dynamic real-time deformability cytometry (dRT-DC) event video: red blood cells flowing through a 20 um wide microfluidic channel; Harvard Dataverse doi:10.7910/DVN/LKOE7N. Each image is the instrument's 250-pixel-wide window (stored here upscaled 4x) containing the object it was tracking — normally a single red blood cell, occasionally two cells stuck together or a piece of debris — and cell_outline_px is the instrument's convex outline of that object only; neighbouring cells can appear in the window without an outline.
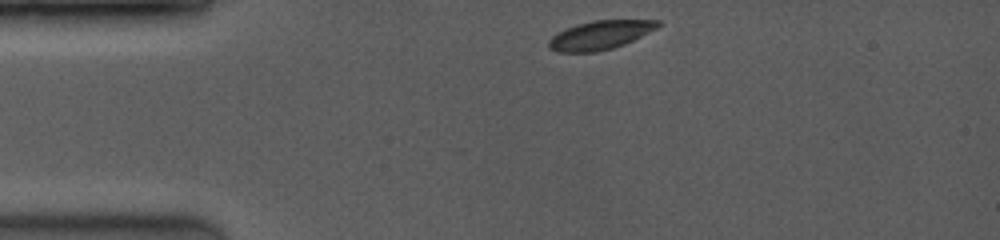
{"species": "common noctule bat (a hibernating species)", "species_latin": "Nyctalus noctula", "temperature_condition": "room temperature", "stored_images_in_passage": 3, "camera_frame_rate_fps": 3500, "um_per_image_px": 0.085, "animal": {"sex": "female", "body_mass_g": 19.0, "forearm_length_mm": 53.3}, "frame": {"image": 1, "passage_image": 1, "time_ms": 0.0, "image_size_px": [1000, 240], "cell_outline_px": [[660, 24], [656, 28], [624, 44], [612, 48], [596, 52], [560, 52], [548, 48], [548, 40], [552, 36], [568, 28], [580, 24], [596, 20], [660, 20]], "centroid_in_image_um": [51.0, 2.99], "position_along_channel_um": 34.0, "area_um2": 17.86}}